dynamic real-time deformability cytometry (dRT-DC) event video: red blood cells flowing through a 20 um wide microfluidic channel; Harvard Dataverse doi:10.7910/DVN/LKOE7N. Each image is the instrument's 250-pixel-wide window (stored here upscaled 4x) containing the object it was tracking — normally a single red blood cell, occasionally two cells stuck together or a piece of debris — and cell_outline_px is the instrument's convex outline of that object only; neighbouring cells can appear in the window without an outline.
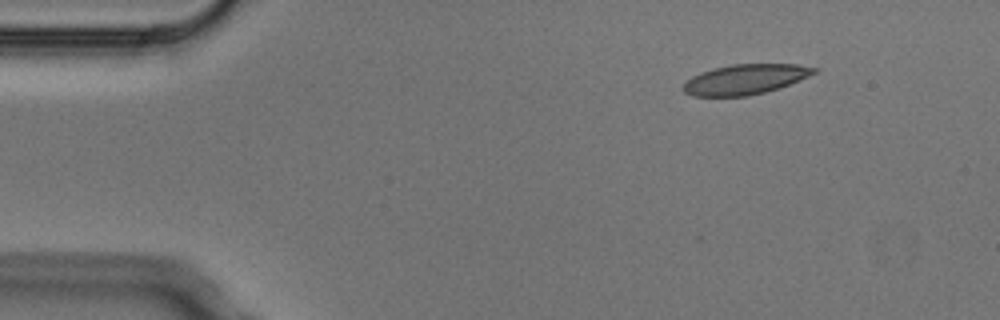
{"species": "Egyptian fruit bat (a non-hibernating species)", "species_latin": "Rousettus aegyptiacus", "temperature_condition": "cold", "stored_images_in_passage": 6, "segment_of_instrument_passage": [2, 2], "camera_frame_rate_fps": 3000, "um_per_image_px": 0.085, "animal": {"sex": "male"}, "frame": {"image": 1, "passage_image": 6, "time_ms": 1.667, "image_size_px": [1000, 320], "cell_outline_px": [[820, 68], [816, 72], [808, 76], [788, 84], [764, 92], [748, 96], [692, 96], [684, 92], [684, 84], [692, 76], [700, 72], [712, 68], [732, 64], [800, 64]], "centroid_in_image_um": [63.34, 6.73], "position_along_channel_um": 21.7, "area_um2": 22.77}}